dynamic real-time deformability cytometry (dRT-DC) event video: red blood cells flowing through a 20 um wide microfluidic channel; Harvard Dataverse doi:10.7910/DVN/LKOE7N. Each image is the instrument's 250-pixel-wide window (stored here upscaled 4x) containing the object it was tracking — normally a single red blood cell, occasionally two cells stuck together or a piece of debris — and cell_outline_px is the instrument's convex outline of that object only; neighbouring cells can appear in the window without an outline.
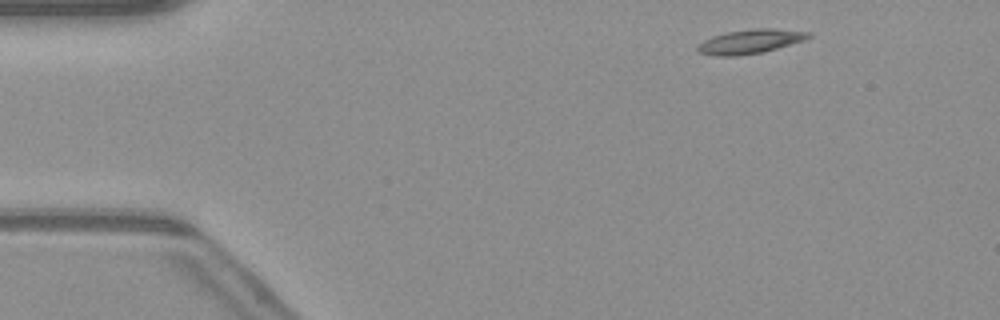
{"species": "common noctule bat (a hibernating species)", "species_latin": "Nyctalus noctula", "temperature_condition": "warm", "stored_images_in_passage": 46, "camera_frame_rate_fps": 3000, "um_per_image_px": 0.085, "animal": {"sex": "male", "body_mass_g": 23.1, "forearm_length_mm": 52.7}, "frame": {"image": 1, "passage_image": 2, "time_ms": 0.333, "image_size_px": [1000, 320], "cell_outline_px": [[812, 36], [804, 40], [764, 52], [732, 56], [720, 56], [700, 52], [696, 48], [704, 40], [712, 36], [728, 32], [756, 28], [772, 28], [812, 32]], "centroid_in_image_um": [63.82, 3.51], "position_along_channel_um": 21.2, "area_um2": 15.43}}
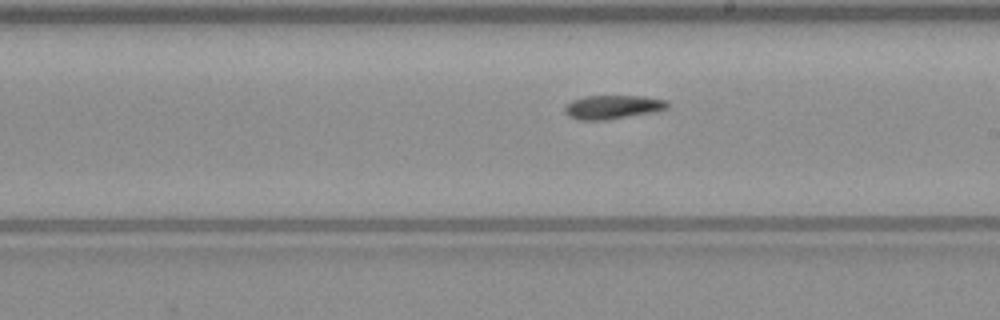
{"frame": {"image": 2, "passage_image": 24, "time_ms": 7.667, "image_size_px": [1000, 320], "cell_outline_px": [[668, 108], [652, 112], [604, 120], [576, 120], [568, 116], [564, 112], [564, 108], [572, 100], [584, 96], [644, 96], [664, 100], [668, 104]], "centroid_in_image_um": [52.02, 9.1], "position_along_channel_um": 237.0, "area_um2": 14.1}}
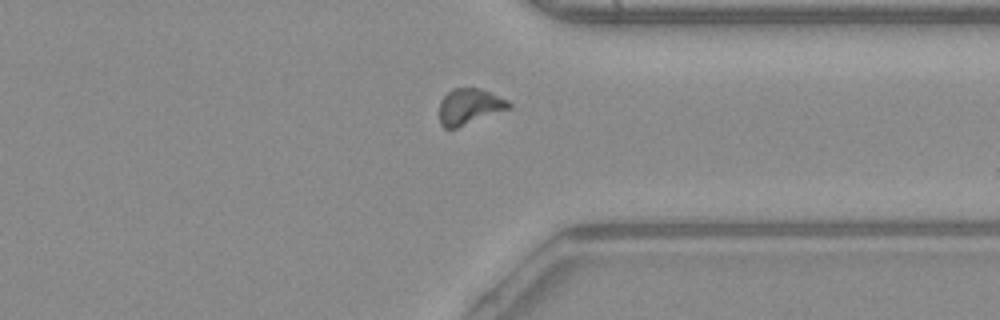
{"frame": {"image": 3, "passage_image": 34, "time_ms": 11.0, "image_size_px": [1000, 320], "cell_outline_px": [[512, 108], [456, 128], [444, 128], [440, 124], [440, 100], [452, 88], [480, 88], [508, 100], [512, 104]], "centroid_in_image_um": [39.92, 9.05], "position_along_channel_um": 371.5, "area_um2": 14.57}}